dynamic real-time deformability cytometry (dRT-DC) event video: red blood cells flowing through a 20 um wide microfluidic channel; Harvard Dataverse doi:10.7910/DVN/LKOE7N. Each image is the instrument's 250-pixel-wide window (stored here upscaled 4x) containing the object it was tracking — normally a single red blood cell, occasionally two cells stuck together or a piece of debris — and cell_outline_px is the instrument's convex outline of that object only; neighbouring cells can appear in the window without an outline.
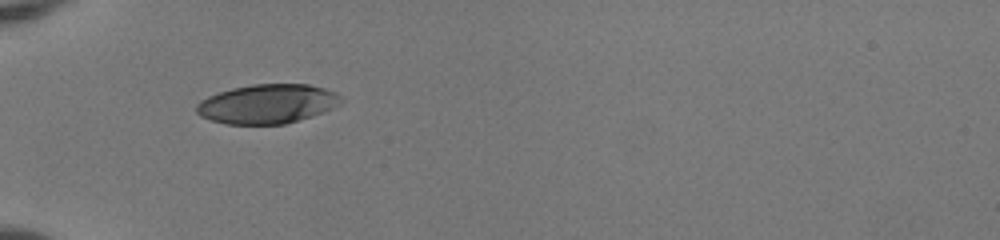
{"species": "human", "species_latin": "Homo sapiens", "temperature_condition": "room temperature", "stored_images_in_passage": 35, "camera_frame_rate_fps": 3000, "um_per_image_px": 0.085, "donor": {"sex": "female"}, "frame": {"image": 1, "passage_image": 1, "time_ms": 0.0, "image_size_px": [1000, 240], "cell_outline_px": [[344, 100], [340, 104], [324, 112], [312, 116], [284, 124], [224, 124], [200, 116], [196, 112], [196, 104], [200, 100], [208, 96], [232, 88], [252, 84], [308, 84], [324, 88], [336, 92]], "centroid_in_image_um": [22.73, 8.83], "position_along_channel_um": 62.3, "area_um2": 33.18}}
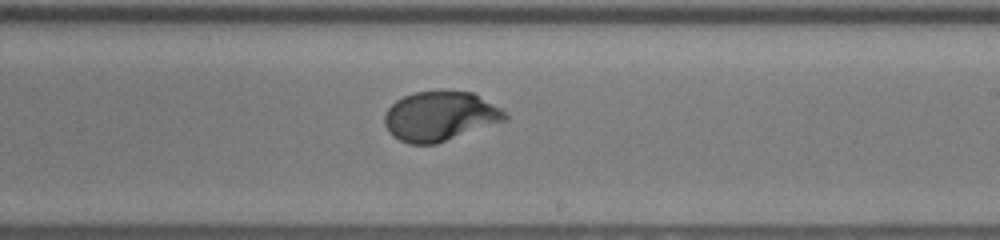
{"frame": {"image": 2, "passage_image": 16, "time_ms": 5.0, "image_size_px": [1000, 240], "cell_outline_px": [[508, 120], [436, 144], [408, 144], [392, 136], [388, 132], [384, 124], [384, 112], [396, 100], [404, 96], [416, 92], [472, 92], [500, 108], [508, 116]], "centroid_in_image_um": [37.37, 9.91], "position_along_channel_um": 251.6, "area_um2": 34.62}}
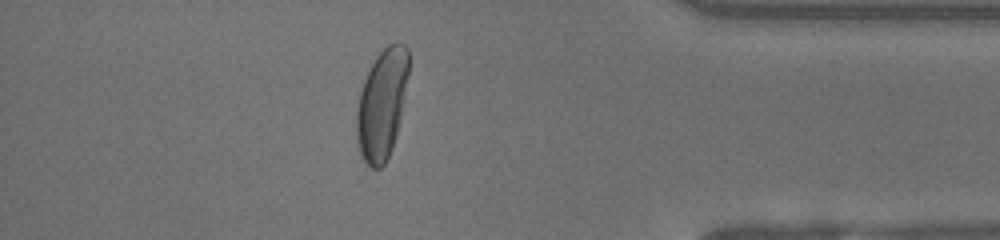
{"frame": {"image": 3, "passage_image": 29, "time_ms": 9.333, "image_size_px": [1000, 240], "cell_outline_px": [[408, 72], [400, 116], [396, 136], [392, 148], [384, 164], [380, 168], [372, 168], [364, 160], [360, 152], [356, 136], [356, 108], [360, 92], [364, 80], [376, 56], [388, 44], [396, 40], [404, 44], [408, 48]], "centroid_in_image_um": [32.45, 8.82], "position_along_channel_um": 402.8, "area_um2": 33.06}, "authors_computed_cell_mechanics": {"area_um2": 35.0268, "velocity_mm_per_s": 3.9908, "shape_relaxation_time_tau1_ms": 2.7375, "shape_relaxation_time_tau2_ms": null, "deformation_change_tau1": 0.1953, "deformation_change_tau2": null}}